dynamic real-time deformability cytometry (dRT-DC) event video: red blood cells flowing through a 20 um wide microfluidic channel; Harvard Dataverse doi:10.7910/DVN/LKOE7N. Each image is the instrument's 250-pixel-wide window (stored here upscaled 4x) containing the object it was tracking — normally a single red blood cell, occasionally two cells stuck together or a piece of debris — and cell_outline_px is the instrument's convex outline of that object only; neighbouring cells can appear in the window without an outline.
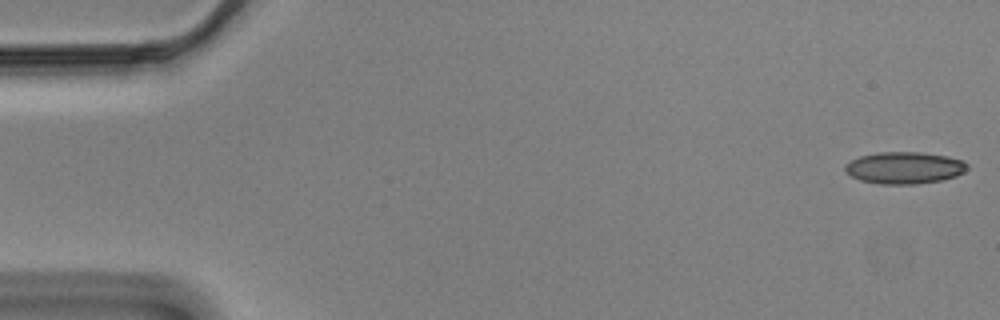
{"species": "Egyptian fruit bat (a non-hibernating species)", "species_latin": "Rousettus aegyptiacus", "temperature_condition": "cold", "stored_images_in_passage": 57, "camera_frame_rate_fps": 3000, "um_per_image_px": 0.085, "animal": {"sex": "male"}, "frame": {"image": 1, "passage_image": 1, "time_ms": 0.0, "image_size_px": [1000, 320], "cell_outline_px": [[968, 168], [964, 172], [956, 176], [940, 180], [916, 184], [880, 184], [860, 180], [852, 176], [844, 168], [844, 164], [860, 156], [880, 152], [920, 152], [948, 156], [964, 160], [968, 164]], "centroid_in_image_um": [76.9, 14.26], "position_along_channel_um": 8.1, "area_um2": 22.72}}
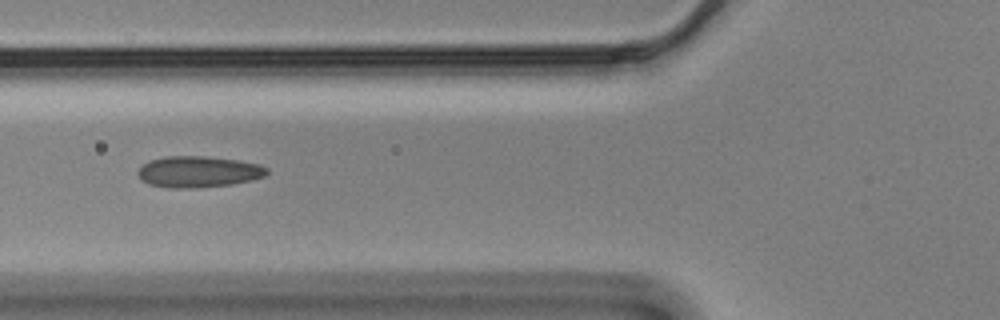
{"frame": {"image": 2, "passage_image": 21, "time_ms": 6.667, "image_size_px": [1000, 320], "cell_outline_px": [[268, 172], [264, 176], [252, 180], [232, 184], [196, 188], [168, 188], [148, 184], [136, 172], [148, 160], [164, 156], [204, 156], [236, 160], [260, 164], [268, 168]], "centroid_in_image_um": [16.86, 14.6], "position_along_channel_um": 108.9, "area_um2": 23.52}}
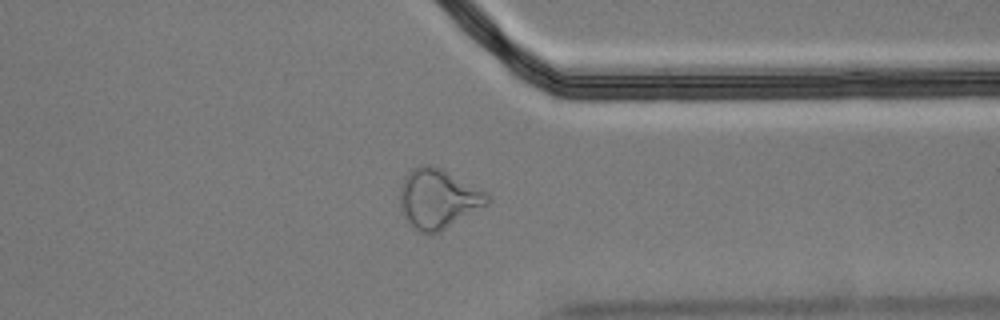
{"frame": {"image": 3, "passage_image": 44, "time_ms": 14.333, "image_size_px": [1000, 320], "cell_outline_px": [[492, 196], [488, 204], [440, 232], [428, 236], [416, 232], [412, 228], [400, 212], [400, 188], [404, 176], [412, 168], [420, 164], [428, 164], [440, 168], [488, 192]], "centroid_in_image_um": [37.21, 16.92], "position_along_channel_um": 374.2, "area_um2": 30.98}, "authors_computed_cell_mechanics": {"area_um2": 23.2356, "velocity_mm_per_s": 3.4963, "shape_relaxation_time_tau1_ms": null, "shape_relaxation_time_tau2_ms": 2.3786, "deformation_change_tau1": null, "deformation_change_tau2": 0.109}}